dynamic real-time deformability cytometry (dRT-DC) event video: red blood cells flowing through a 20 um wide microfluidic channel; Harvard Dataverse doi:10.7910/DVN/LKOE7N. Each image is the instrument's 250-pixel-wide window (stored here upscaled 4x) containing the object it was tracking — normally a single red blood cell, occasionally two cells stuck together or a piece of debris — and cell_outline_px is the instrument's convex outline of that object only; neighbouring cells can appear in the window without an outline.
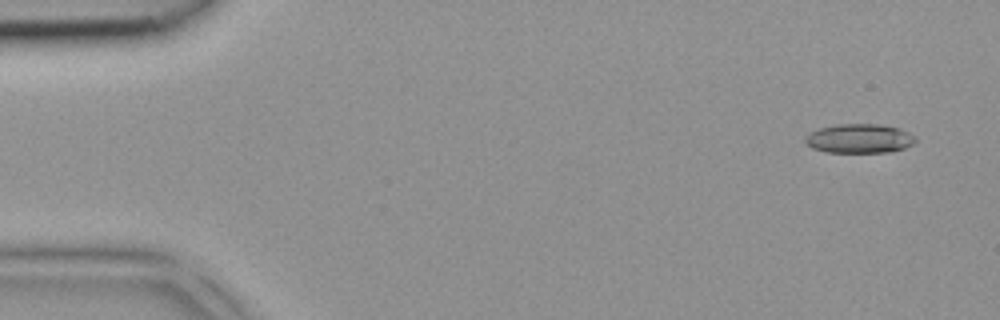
{"species": "common noctule bat (a hibernating species)", "species_latin": "Nyctalus noctula", "temperature_condition": "room temperature", "stored_images_in_passage": 4, "camera_frame_rate_fps": 3000, "um_per_image_px": 0.085, "animal": {"sex": "female", "body_mass_g": 18.4}, "frame": {"image": 1, "passage_image": 1, "time_ms": 0.0, "image_size_px": [1000, 320], "cell_outline_px": [[916, 140], [912, 144], [904, 148], [888, 152], [828, 152], [812, 148], [804, 140], [804, 136], [820, 128], [836, 124], [880, 124], [900, 128], [916, 136]], "centroid_in_image_um": [73.06, 11.77], "position_along_channel_um": 11.9, "area_um2": 18.73}}